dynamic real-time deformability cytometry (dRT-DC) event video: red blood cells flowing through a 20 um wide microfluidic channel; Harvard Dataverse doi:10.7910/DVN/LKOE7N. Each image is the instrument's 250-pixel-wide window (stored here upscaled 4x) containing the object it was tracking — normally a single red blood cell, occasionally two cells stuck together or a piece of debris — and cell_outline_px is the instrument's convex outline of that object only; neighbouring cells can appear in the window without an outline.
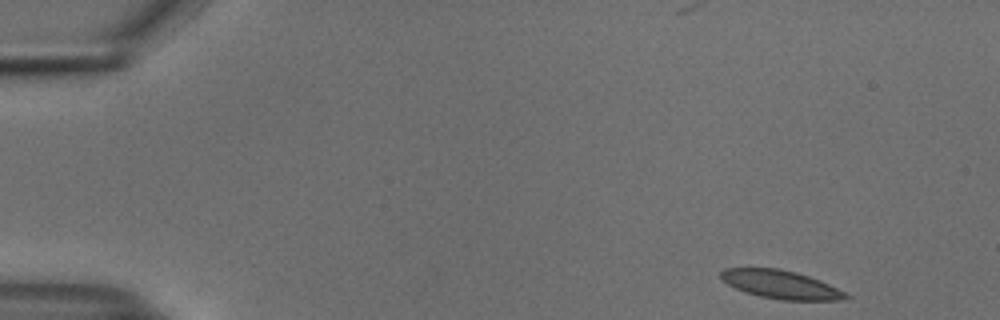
{"species": "common noctule bat (a hibernating species)", "species_latin": "Nyctalus noctula", "temperature_condition": "cold", "stored_images_in_passage": 50, "camera_frame_rate_fps": 3000, "um_per_image_px": 0.085, "animal": {"sex": "male", "body_mass_g": 18.8}, "frame": {"image": 1, "passage_image": 1, "time_ms": 0.0, "image_size_px": [1000, 320], "cell_outline_px": [[852, 296], [840, 300], [780, 300], [760, 296], [744, 292], [728, 284], [720, 276], [720, 272], [724, 268], [780, 268], [796, 272], [820, 280]], "centroid_in_image_um": [66.35, 24.18], "position_along_channel_um": 18.6, "area_um2": 20.52}}
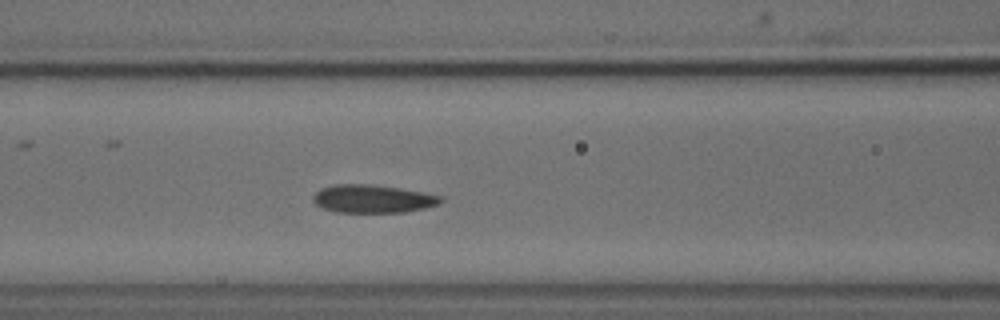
{"frame": {"image": 2, "passage_image": 19, "time_ms": 6.0, "image_size_px": [1000, 320], "cell_outline_px": [[444, 200], [440, 204], [424, 208], [404, 212], [336, 212], [324, 208], [316, 204], [312, 200], [312, 196], [320, 188], [336, 184], [372, 184], [400, 188], [444, 196]], "centroid_in_image_um": [31.7, 16.89], "position_along_channel_um": 134.9, "area_um2": 20.98}}
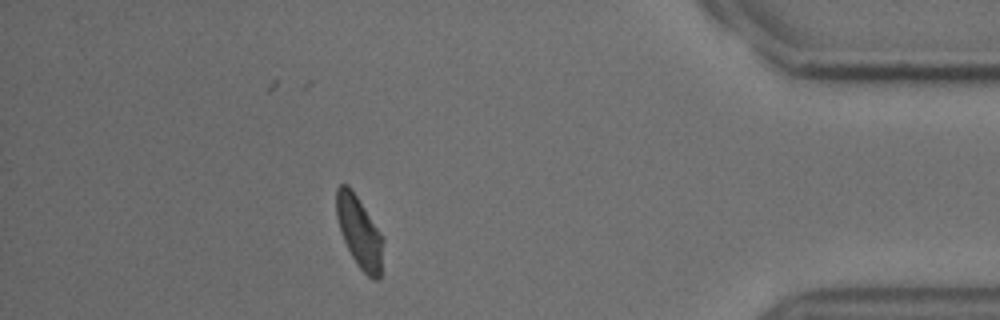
{"frame": {"image": 3, "passage_image": 44, "time_ms": 14.333, "image_size_px": [1000, 320], "cell_outline_px": [[384, 240], [380, 280], [372, 280], [356, 264], [344, 240], [336, 216], [336, 188], [340, 184], [348, 184], [356, 196]], "centroid_in_image_um": [30.54, 19.77], "position_along_channel_um": 404.7, "area_um2": 19.07}, "authors_computed_cell_mechanics": {"area_um2": 20.6346, "velocity_mm_per_s": 3.7091, "shape_relaxation_time_tau1_ms": 3.9033, "shape_relaxation_time_tau2_ms": 2.6326, "deformation_change_tau1": 0.0789, "deformation_change_tau2": 0.0517}}